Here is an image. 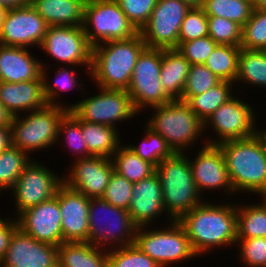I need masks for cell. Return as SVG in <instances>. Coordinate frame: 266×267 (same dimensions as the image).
Wrapping results in <instances>:
<instances>
[{
  "label": "cell",
  "mask_w": 266,
  "mask_h": 267,
  "mask_svg": "<svg viewBox=\"0 0 266 267\" xmlns=\"http://www.w3.org/2000/svg\"><path fill=\"white\" fill-rule=\"evenodd\" d=\"M63 242H88L89 202L84 194L68 188H58Z\"/></svg>",
  "instance_id": "44dd1931"
},
{
  "label": "cell",
  "mask_w": 266,
  "mask_h": 267,
  "mask_svg": "<svg viewBox=\"0 0 266 267\" xmlns=\"http://www.w3.org/2000/svg\"><path fill=\"white\" fill-rule=\"evenodd\" d=\"M262 202L237 205V238L266 237V196Z\"/></svg>",
  "instance_id": "1f68e13d"
},
{
  "label": "cell",
  "mask_w": 266,
  "mask_h": 267,
  "mask_svg": "<svg viewBox=\"0 0 266 267\" xmlns=\"http://www.w3.org/2000/svg\"><path fill=\"white\" fill-rule=\"evenodd\" d=\"M39 48L53 57L56 63L85 67L90 76L92 46L82 26H48Z\"/></svg>",
  "instance_id": "4fadbf2b"
},
{
  "label": "cell",
  "mask_w": 266,
  "mask_h": 267,
  "mask_svg": "<svg viewBox=\"0 0 266 267\" xmlns=\"http://www.w3.org/2000/svg\"><path fill=\"white\" fill-rule=\"evenodd\" d=\"M111 159L114 164V171L133 184L156 172L154 165L141 159L126 144L120 145Z\"/></svg>",
  "instance_id": "d6a6232c"
},
{
  "label": "cell",
  "mask_w": 266,
  "mask_h": 267,
  "mask_svg": "<svg viewBox=\"0 0 266 267\" xmlns=\"http://www.w3.org/2000/svg\"><path fill=\"white\" fill-rule=\"evenodd\" d=\"M145 48L140 32L129 39L93 46L91 81L94 80L98 87L105 89L128 90L136 61Z\"/></svg>",
  "instance_id": "7a4b0ae2"
},
{
  "label": "cell",
  "mask_w": 266,
  "mask_h": 267,
  "mask_svg": "<svg viewBox=\"0 0 266 267\" xmlns=\"http://www.w3.org/2000/svg\"><path fill=\"white\" fill-rule=\"evenodd\" d=\"M9 9L0 6V35L3 29V24L5 23L6 15L8 13Z\"/></svg>",
  "instance_id": "db71d44e"
},
{
  "label": "cell",
  "mask_w": 266,
  "mask_h": 267,
  "mask_svg": "<svg viewBox=\"0 0 266 267\" xmlns=\"http://www.w3.org/2000/svg\"><path fill=\"white\" fill-rule=\"evenodd\" d=\"M30 0H0V6L7 9H14L28 5Z\"/></svg>",
  "instance_id": "f907efd6"
},
{
  "label": "cell",
  "mask_w": 266,
  "mask_h": 267,
  "mask_svg": "<svg viewBox=\"0 0 266 267\" xmlns=\"http://www.w3.org/2000/svg\"><path fill=\"white\" fill-rule=\"evenodd\" d=\"M48 24L30 4L9 9L0 35V44L5 46L39 48Z\"/></svg>",
  "instance_id": "ac0fdd59"
},
{
  "label": "cell",
  "mask_w": 266,
  "mask_h": 267,
  "mask_svg": "<svg viewBox=\"0 0 266 267\" xmlns=\"http://www.w3.org/2000/svg\"><path fill=\"white\" fill-rule=\"evenodd\" d=\"M133 191V183L125 177L113 171L110 176L108 186L105 189L103 200L115 207L128 210Z\"/></svg>",
  "instance_id": "f6af8a7d"
},
{
  "label": "cell",
  "mask_w": 266,
  "mask_h": 267,
  "mask_svg": "<svg viewBox=\"0 0 266 267\" xmlns=\"http://www.w3.org/2000/svg\"><path fill=\"white\" fill-rule=\"evenodd\" d=\"M204 145V146H203ZM194 160H190V167L199 193L204 190H220L222 188L224 192L233 196V187L231 185L228 171L226 167V161L224 155L218 145L202 144Z\"/></svg>",
  "instance_id": "ffe728a7"
},
{
  "label": "cell",
  "mask_w": 266,
  "mask_h": 267,
  "mask_svg": "<svg viewBox=\"0 0 266 267\" xmlns=\"http://www.w3.org/2000/svg\"><path fill=\"white\" fill-rule=\"evenodd\" d=\"M47 63L41 62V78H42V87H43V96L46 101V104L48 105H53V106H59L62 108L67 109V104L64 105L65 103H58L60 99V92L69 91L70 89H74V87H77L75 89L82 90L85 87V85L82 83V81L79 83L77 79V74H75L77 71L74 69L75 66L71 68H66V67H60L56 69L57 72H55V80L54 83L49 82L50 79H48L47 70L48 67L50 68V65L48 66ZM75 70V71H74ZM48 80V81H47ZM52 83V84H51ZM82 83V84H81ZM81 87V88H80ZM57 100V101H56ZM62 104V105H61Z\"/></svg>",
  "instance_id": "f546056e"
},
{
  "label": "cell",
  "mask_w": 266,
  "mask_h": 267,
  "mask_svg": "<svg viewBox=\"0 0 266 267\" xmlns=\"http://www.w3.org/2000/svg\"><path fill=\"white\" fill-rule=\"evenodd\" d=\"M209 37L217 44L240 46L242 27L223 17L208 16Z\"/></svg>",
  "instance_id": "60d3db41"
},
{
  "label": "cell",
  "mask_w": 266,
  "mask_h": 267,
  "mask_svg": "<svg viewBox=\"0 0 266 267\" xmlns=\"http://www.w3.org/2000/svg\"><path fill=\"white\" fill-rule=\"evenodd\" d=\"M221 81L222 80L212 73L204 64L191 65L182 96L202 94Z\"/></svg>",
  "instance_id": "7bdbcfd3"
},
{
  "label": "cell",
  "mask_w": 266,
  "mask_h": 267,
  "mask_svg": "<svg viewBox=\"0 0 266 267\" xmlns=\"http://www.w3.org/2000/svg\"><path fill=\"white\" fill-rule=\"evenodd\" d=\"M12 146V128L11 126H0V152Z\"/></svg>",
  "instance_id": "681fc988"
},
{
  "label": "cell",
  "mask_w": 266,
  "mask_h": 267,
  "mask_svg": "<svg viewBox=\"0 0 266 267\" xmlns=\"http://www.w3.org/2000/svg\"><path fill=\"white\" fill-rule=\"evenodd\" d=\"M186 153H176L156 167L161 182L163 203L168 223L178 221L204 200L197 190Z\"/></svg>",
  "instance_id": "277c9868"
},
{
  "label": "cell",
  "mask_w": 266,
  "mask_h": 267,
  "mask_svg": "<svg viewBox=\"0 0 266 267\" xmlns=\"http://www.w3.org/2000/svg\"><path fill=\"white\" fill-rule=\"evenodd\" d=\"M58 247L40 242L17 228L0 267H58Z\"/></svg>",
  "instance_id": "d6986e66"
},
{
  "label": "cell",
  "mask_w": 266,
  "mask_h": 267,
  "mask_svg": "<svg viewBox=\"0 0 266 267\" xmlns=\"http://www.w3.org/2000/svg\"><path fill=\"white\" fill-rule=\"evenodd\" d=\"M217 43L209 36L182 42L176 48L191 65L204 64Z\"/></svg>",
  "instance_id": "7dc6e473"
},
{
  "label": "cell",
  "mask_w": 266,
  "mask_h": 267,
  "mask_svg": "<svg viewBox=\"0 0 266 267\" xmlns=\"http://www.w3.org/2000/svg\"><path fill=\"white\" fill-rule=\"evenodd\" d=\"M262 130L261 129L259 130L257 127L254 137L258 140V143L262 149V152L264 156L266 157V128Z\"/></svg>",
  "instance_id": "f5cc1de1"
},
{
  "label": "cell",
  "mask_w": 266,
  "mask_h": 267,
  "mask_svg": "<svg viewBox=\"0 0 266 267\" xmlns=\"http://www.w3.org/2000/svg\"><path fill=\"white\" fill-rule=\"evenodd\" d=\"M188 4L191 8L193 7H202L204 4V0H181Z\"/></svg>",
  "instance_id": "11a10c76"
},
{
  "label": "cell",
  "mask_w": 266,
  "mask_h": 267,
  "mask_svg": "<svg viewBox=\"0 0 266 267\" xmlns=\"http://www.w3.org/2000/svg\"><path fill=\"white\" fill-rule=\"evenodd\" d=\"M254 9L266 10V0H253Z\"/></svg>",
  "instance_id": "9f6ffc18"
},
{
  "label": "cell",
  "mask_w": 266,
  "mask_h": 267,
  "mask_svg": "<svg viewBox=\"0 0 266 267\" xmlns=\"http://www.w3.org/2000/svg\"><path fill=\"white\" fill-rule=\"evenodd\" d=\"M129 21L140 32L148 23L157 0H115Z\"/></svg>",
  "instance_id": "bcb514c9"
},
{
  "label": "cell",
  "mask_w": 266,
  "mask_h": 267,
  "mask_svg": "<svg viewBox=\"0 0 266 267\" xmlns=\"http://www.w3.org/2000/svg\"><path fill=\"white\" fill-rule=\"evenodd\" d=\"M207 16L223 17L243 27L253 12V0H204Z\"/></svg>",
  "instance_id": "d590c367"
},
{
  "label": "cell",
  "mask_w": 266,
  "mask_h": 267,
  "mask_svg": "<svg viewBox=\"0 0 266 267\" xmlns=\"http://www.w3.org/2000/svg\"><path fill=\"white\" fill-rule=\"evenodd\" d=\"M190 9L181 0H157L148 23L140 31L146 48L176 49L181 23Z\"/></svg>",
  "instance_id": "5bb4252c"
},
{
  "label": "cell",
  "mask_w": 266,
  "mask_h": 267,
  "mask_svg": "<svg viewBox=\"0 0 266 267\" xmlns=\"http://www.w3.org/2000/svg\"><path fill=\"white\" fill-rule=\"evenodd\" d=\"M12 115L8 112V110L3 106L0 101V126H11L12 123Z\"/></svg>",
  "instance_id": "816d5d0a"
},
{
  "label": "cell",
  "mask_w": 266,
  "mask_h": 267,
  "mask_svg": "<svg viewBox=\"0 0 266 267\" xmlns=\"http://www.w3.org/2000/svg\"><path fill=\"white\" fill-rule=\"evenodd\" d=\"M59 137L64 138L65 144H68L67 148H70V152H74L76 159L89 157V151L87 150L85 139L82 134L81 120L71 111H68L59 123L58 138Z\"/></svg>",
  "instance_id": "74e56055"
},
{
  "label": "cell",
  "mask_w": 266,
  "mask_h": 267,
  "mask_svg": "<svg viewBox=\"0 0 266 267\" xmlns=\"http://www.w3.org/2000/svg\"><path fill=\"white\" fill-rule=\"evenodd\" d=\"M234 86L232 82L221 81L202 94L181 96L179 100L185 101L198 118L205 123L223 103L235 95L232 92Z\"/></svg>",
  "instance_id": "f1b7e54d"
},
{
  "label": "cell",
  "mask_w": 266,
  "mask_h": 267,
  "mask_svg": "<svg viewBox=\"0 0 266 267\" xmlns=\"http://www.w3.org/2000/svg\"><path fill=\"white\" fill-rule=\"evenodd\" d=\"M166 224L168 227L163 226V229L138 228L134 244L161 267L181 264L194 256L197 258L182 225L178 221Z\"/></svg>",
  "instance_id": "ba28073f"
},
{
  "label": "cell",
  "mask_w": 266,
  "mask_h": 267,
  "mask_svg": "<svg viewBox=\"0 0 266 267\" xmlns=\"http://www.w3.org/2000/svg\"><path fill=\"white\" fill-rule=\"evenodd\" d=\"M108 267H161L135 244L108 249Z\"/></svg>",
  "instance_id": "ab89813d"
},
{
  "label": "cell",
  "mask_w": 266,
  "mask_h": 267,
  "mask_svg": "<svg viewBox=\"0 0 266 267\" xmlns=\"http://www.w3.org/2000/svg\"><path fill=\"white\" fill-rule=\"evenodd\" d=\"M18 228L16 217L10 218V220L2 219L0 217V261L6 254L10 238L14 231Z\"/></svg>",
  "instance_id": "c3c4849f"
},
{
  "label": "cell",
  "mask_w": 266,
  "mask_h": 267,
  "mask_svg": "<svg viewBox=\"0 0 266 267\" xmlns=\"http://www.w3.org/2000/svg\"><path fill=\"white\" fill-rule=\"evenodd\" d=\"M0 101L12 117L41 109L46 105L42 80L23 82L0 81ZM23 111V112H22Z\"/></svg>",
  "instance_id": "cb8c5ba5"
},
{
  "label": "cell",
  "mask_w": 266,
  "mask_h": 267,
  "mask_svg": "<svg viewBox=\"0 0 266 267\" xmlns=\"http://www.w3.org/2000/svg\"><path fill=\"white\" fill-rule=\"evenodd\" d=\"M67 112L65 108L46 104L41 109L23 114V117H13L12 146L30 154L60 144L58 140L62 139L58 138V127Z\"/></svg>",
  "instance_id": "52a82bcc"
},
{
  "label": "cell",
  "mask_w": 266,
  "mask_h": 267,
  "mask_svg": "<svg viewBox=\"0 0 266 267\" xmlns=\"http://www.w3.org/2000/svg\"><path fill=\"white\" fill-rule=\"evenodd\" d=\"M218 146L224 155L234 194L240 191L266 196V157L258 140L252 136L221 142Z\"/></svg>",
  "instance_id": "3957f363"
},
{
  "label": "cell",
  "mask_w": 266,
  "mask_h": 267,
  "mask_svg": "<svg viewBox=\"0 0 266 267\" xmlns=\"http://www.w3.org/2000/svg\"><path fill=\"white\" fill-rule=\"evenodd\" d=\"M81 128L89 157L100 156L111 159L122 144L118 128L85 121H81Z\"/></svg>",
  "instance_id": "83f0119b"
},
{
  "label": "cell",
  "mask_w": 266,
  "mask_h": 267,
  "mask_svg": "<svg viewBox=\"0 0 266 267\" xmlns=\"http://www.w3.org/2000/svg\"><path fill=\"white\" fill-rule=\"evenodd\" d=\"M209 36L208 16L202 7H193L181 23L178 45L194 39Z\"/></svg>",
  "instance_id": "b9f144b4"
},
{
  "label": "cell",
  "mask_w": 266,
  "mask_h": 267,
  "mask_svg": "<svg viewBox=\"0 0 266 267\" xmlns=\"http://www.w3.org/2000/svg\"><path fill=\"white\" fill-rule=\"evenodd\" d=\"M240 46L217 44L204 65L222 81L235 84Z\"/></svg>",
  "instance_id": "836d02e7"
},
{
  "label": "cell",
  "mask_w": 266,
  "mask_h": 267,
  "mask_svg": "<svg viewBox=\"0 0 266 267\" xmlns=\"http://www.w3.org/2000/svg\"><path fill=\"white\" fill-rule=\"evenodd\" d=\"M63 183L88 198H101L114 171L112 159L90 156L75 159ZM68 176V177H67Z\"/></svg>",
  "instance_id": "e0dca14e"
},
{
  "label": "cell",
  "mask_w": 266,
  "mask_h": 267,
  "mask_svg": "<svg viewBox=\"0 0 266 267\" xmlns=\"http://www.w3.org/2000/svg\"><path fill=\"white\" fill-rule=\"evenodd\" d=\"M161 63L162 49L156 48H145L136 61L127 91L138 113L172 100L160 81Z\"/></svg>",
  "instance_id": "8fae6325"
},
{
  "label": "cell",
  "mask_w": 266,
  "mask_h": 267,
  "mask_svg": "<svg viewBox=\"0 0 266 267\" xmlns=\"http://www.w3.org/2000/svg\"><path fill=\"white\" fill-rule=\"evenodd\" d=\"M82 27L92 47L139 33L115 0L86 1Z\"/></svg>",
  "instance_id": "9c48e42d"
},
{
  "label": "cell",
  "mask_w": 266,
  "mask_h": 267,
  "mask_svg": "<svg viewBox=\"0 0 266 267\" xmlns=\"http://www.w3.org/2000/svg\"><path fill=\"white\" fill-rule=\"evenodd\" d=\"M236 245L245 267H266V237L237 238Z\"/></svg>",
  "instance_id": "ee69618b"
},
{
  "label": "cell",
  "mask_w": 266,
  "mask_h": 267,
  "mask_svg": "<svg viewBox=\"0 0 266 267\" xmlns=\"http://www.w3.org/2000/svg\"><path fill=\"white\" fill-rule=\"evenodd\" d=\"M190 66L177 49H162L160 81L172 100L181 98Z\"/></svg>",
  "instance_id": "4316f807"
},
{
  "label": "cell",
  "mask_w": 266,
  "mask_h": 267,
  "mask_svg": "<svg viewBox=\"0 0 266 267\" xmlns=\"http://www.w3.org/2000/svg\"><path fill=\"white\" fill-rule=\"evenodd\" d=\"M137 229L126 209L102 198L90 199L88 242L92 245L112 249L134 244Z\"/></svg>",
  "instance_id": "8992f818"
},
{
  "label": "cell",
  "mask_w": 266,
  "mask_h": 267,
  "mask_svg": "<svg viewBox=\"0 0 266 267\" xmlns=\"http://www.w3.org/2000/svg\"><path fill=\"white\" fill-rule=\"evenodd\" d=\"M235 83H246L266 89V50L241 48ZM256 85V86H255Z\"/></svg>",
  "instance_id": "4dcf8cb0"
},
{
  "label": "cell",
  "mask_w": 266,
  "mask_h": 267,
  "mask_svg": "<svg viewBox=\"0 0 266 267\" xmlns=\"http://www.w3.org/2000/svg\"><path fill=\"white\" fill-rule=\"evenodd\" d=\"M154 114L146 125L159 133L176 153H185L202 138L204 123L185 101L174 99L150 108Z\"/></svg>",
  "instance_id": "5b68a950"
},
{
  "label": "cell",
  "mask_w": 266,
  "mask_h": 267,
  "mask_svg": "<svg viewBox=\"0 0 266 267\" xmlns=\"http://www.w3.org/2000/svg\"><path fill=\"white\" fill-rule=\"evenodd\" d=\"M32 159L28 153L14 146L0 152V192L12 189Z\"/></svg>",
  "instance_id": "8d00e7d4"
},
{
  "label": "cell",
  "mask_w": 266,
  "mask_h": 267,
  "mask_svg": "<svg viewBox=\"0 0 266 267\" xmlns=\"http://www.w3.org/2000/svg\"><path fill=\"white\" fill-rule=\"evenodd\" d=\"M41 62L27 48L0 44V81L17 83L42 80Z\"/></svg>",
  "instance_id": "603a6c76"
},
{
  "label": "cell",
  "mask_w": 266,
  "mask_h": 267,
  "mask_svg": "<svg viewBox=\"0 0 266 267\" xmlns=\"http://www.w3.org/2000/svg\"><path fill=\"white\" fill-rule=\"evenodd\" d=\"M127 211L138 228L149 227L153 221H156V218L164 217L163 213L166 214V211L163 192L156 172L133 184L132 197Z\"/></svg>",
  "instance_id": "7402d4cb"
},
{
  "label": "cell",
  "mask_w": 266,
  "mask_h": 267,
  "mask_svg": "<svg viewBox=\"0 0 266 267\" xmlns=\"http://www.w3.org/2000/svg\"><path fill=\"white\" fill-rule=\"evenodd\" d=\"M144 137L139 145H127L141 159L151 163L155 167L164 159L173 157L176 152L167 141L147 125L144 127Z\"/></svg>",
  "instance_id": "e575fe53"
},
{
  "label": "cell",
  "mask_w": 266,
  "mask_h": 267,
  "mask_svg": "<svg viewBox=\"0 0 266 267\" xmlns=\"http://www.w3.org/2000/svg\"><path fill=\"white\" fill-rule=\"evenodd\" d=\"M57 260L58 267H108V249L89 242H62Z\"/></svg>",
  "instance_id": "484cf974"
},
{
  "label": "cell",
  "mask_w": 266,
  "mask_h": 267,
  "mask_svg": "<svg viewBox=\"0 0 266 267\" xmlns=\"http://www.w3.org/2000/svg\"><path fill=\"white\" fill-rule=\"evenodd\" d=\"M36 161L33 158L11 189L16 215L51 199L63 184L62 176L43 166L38 159Z\"/></svg>",
  "instance_id": "9a60e30c"
},
{
  "label": "cell",
  "mask_w": 266,
  "mask_h": 267,
  "mask_svg": "<svg viewBox=\"0 0 266 267\" xmlns=\"http://www.w3.org/2000/svg\"><path fill=\"white\" fill-rule=\"evenodd\" d=\"M240 47L266 50V10L253 9L250 19L242 27Z\"/></svg>",
  "instance_id": "f35d334b"
},
{
  "label": "cell",
  "mask_w": 266,
  "mask_h": 267,
  "mask_svg": "<svg viewBox=\"0 0 266 267\" xmlns=\"http://www.w3.org/2000/svg\"><path fill=\"white\" fill-rule=\"evenodd\" d=\"M48 26H82L86 0H30Z\"/></svg>",
  "instance_id": "d4e9b609"
},
{
  "label": "cell",
  "mask_w": 266,
  "mask_h": 267,
  "mask_svg": "<svg viewBox=\"0 0 266 267\" xmlns=\"http://www.w3.org/2000/svg\"><path fill=\"white\" fill-rule=\"evenodd\" d=\"M225 204L203 201L178 220L197 255L236 245L237 203Z\"/></svg>",
  "instance_id": "6da1fadb"
},
{
  "label": "cell",
  "mask_w": 266,
  "mask_h": 267,
  "mask_svg": "<svg viewBox=\"0 0 266 267\" xmlns=\"http://www.w3.org/2000/svg\"><path fill=\"white\" fill-rule=\"evenodd\" d=\"M14 217L18 228L34 239L57 247L63 242L58 190L51 199L25 209Z\"/></svg>",
  "instance_id": "2e32d148"
},
{
  "label": "cell",
  "mask_w": 266,
  "mask_h": 267,
  "mask_svg": "<svg viewBox=\"0 0 266 267\" xmlns=\"http://www.w3.org/2000/svg\"><path fill=\"white\" fill-rule=\"evenodd\" d=\"M251 106L237 96H233L223 103L204 123V130L207 131V128L212 127L211 129L216 136L208 140L204 139L203 143L218 145L221 142L254 136L256 132V116L254 114L256 111H253Z\"/></svg>",
  "instance_id": "7c38bea8"
},
{
  "label": "cell",
  "mask_w": 266,
  "mask_h": 267,
  "mask_svg": "<svg viewBox=\"0 0 266 267\" xmlns=\"http://www.w3.org/2000/svg\"><path fill=\"white\" fill-rule=\"evenodd\" d=\"M99 88V94L85 97L69 104L71 111L79 120L103 124L117 128L116 122H124L140 114L134 108L129 92L122 89Z\"/></svg>",
  "instance_id": "30bf717a"
}]
</instances>
